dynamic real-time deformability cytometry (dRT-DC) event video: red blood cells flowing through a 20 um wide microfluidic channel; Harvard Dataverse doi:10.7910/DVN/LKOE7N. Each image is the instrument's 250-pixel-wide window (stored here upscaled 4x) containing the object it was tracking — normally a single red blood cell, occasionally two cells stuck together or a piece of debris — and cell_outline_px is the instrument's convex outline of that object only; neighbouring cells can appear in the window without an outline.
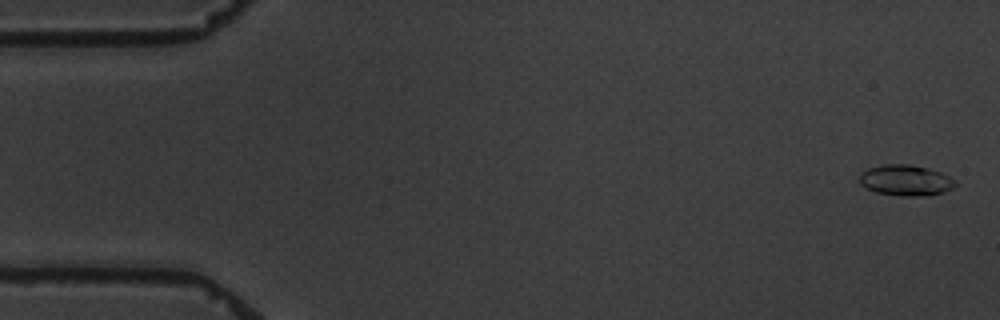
{"species": "common noctule bat (a hibernating species)", "species_latin": "Nyctalus noctula", "temperature_condition": "warm", "stored_images_in_passage": 6, "camera_frame_rate_fps": 3000, "um_per_image_px": 0.085, "animal": {"sex": "male", "body_mass_g": 19.5, "forearm_length_mm": 54.6}, "frame": {"image": 1, "passage_image": 1, "time_ms": 0.0, "image_size_px": [1000, 320], "cell_outline_px": [[956, 184], [952, 188], [944, 192], [928, 196], [900, 196], [876, 192], [860, 184], [860, 172], [868, 168], [884, 164], [908, 164], [928, 168], [940, 172], [956, 180]], "centroid_in_image_um": [76.99, 15.33], "position_along_channel_um": 8.0, "area_um2": 17.28}}
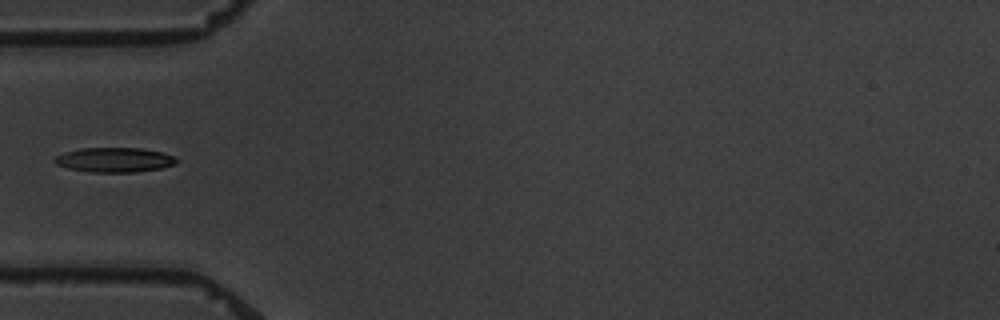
{"frame": {"image": 2, "passage_image": 6, "time_ms": 5.667, "image_size_px": [1000, 320], "cell_outline_px": [[180, 160], [176, 164], [160, 168], [136, 172], [92, 172], [68, 168], [56, 164], [52, 160], [56, 156], [64, 152], [80, 148], [140, 148], [160, 152], [172, 156]], "centroid_in_image_um": [9.71, 13.59], "position_along_channel_um": 75.3, "area_um2": 17.46}}